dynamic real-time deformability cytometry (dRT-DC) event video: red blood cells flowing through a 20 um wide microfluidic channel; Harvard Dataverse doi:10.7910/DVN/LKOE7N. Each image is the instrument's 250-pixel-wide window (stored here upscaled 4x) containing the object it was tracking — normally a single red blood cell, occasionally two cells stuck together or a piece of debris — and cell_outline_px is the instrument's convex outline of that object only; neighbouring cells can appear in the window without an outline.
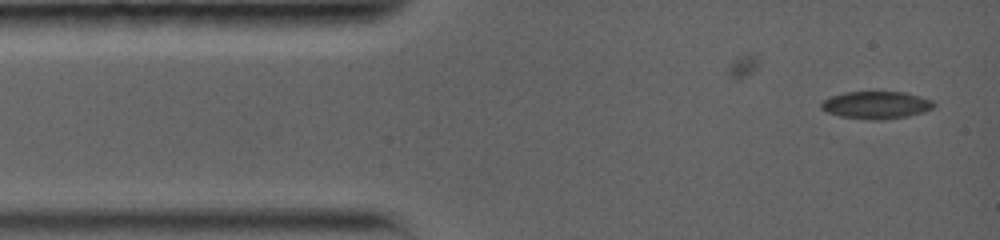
{"species": "common noctule bat (a hibernating species)", "species_latin": "Nyctalus noctula", "temperature_condition": "warm", "stored_images_in_passage": 5, "camera_frame_rate_fps": 5000, "um_per_image_px": 0.085, "animal": {"sex": "female", "body_mass_g": 19.0, "forearm_length_mm": 56.7}, "frame": {"image": 1, "passage_image": 5, "time_ms": 1.8, "image_size_px": [1000, 240], "cell_outline_px": [[932, 108], [924, 112], [908, 116], [884, 120], [868, 120], [840, 116], [828, 112], [820, 108], [820, 104], [824, 100], [832, 96], [844, 92], [904, 92], [928, 100], [932, 104]], "centroid_in_image_um": [74.41, 8.94], "position_along_channel_um": 10.6, "area_um2": 17.74}}